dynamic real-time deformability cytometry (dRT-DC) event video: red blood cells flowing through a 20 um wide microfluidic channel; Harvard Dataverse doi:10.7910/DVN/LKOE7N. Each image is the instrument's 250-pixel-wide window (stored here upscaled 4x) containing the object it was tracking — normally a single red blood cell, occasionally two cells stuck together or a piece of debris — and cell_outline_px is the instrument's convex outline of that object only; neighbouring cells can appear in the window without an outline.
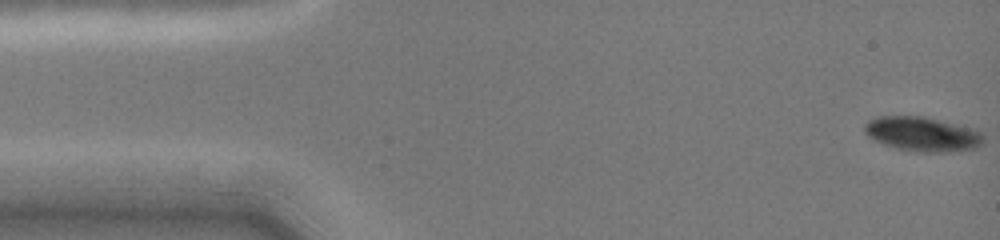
{"species": "common noctule bat (a hibernating species)", "species_latin": "Nyctalus noctula", "temperature_condition": "cold", "stored_images_in_passage": 40, "camera_frame_rate_fps": 3000, "um_per_image_px": 0.085, "animal": {"sex": "female", "body_mass_g": 19.0, "forearm_length_mm": 51.5}, "frame": {"image": 1, "passage_image": 1, "time_ms": 0.0, "image_size_px": [1000, 240], "cell_outline_px": [[984, 140], [976, 148], [948, 152], [916, 152], [896, 148], [884, 144], [868, 136], [864, 132], [864, 124], [868, 120], [876, 116], [924, 116], [972, 128], [984, 132]], "centroid_in_image_um": [78.41, 11.39], "position_along_channel_um": 6.6, "area_um2": 24.04}}
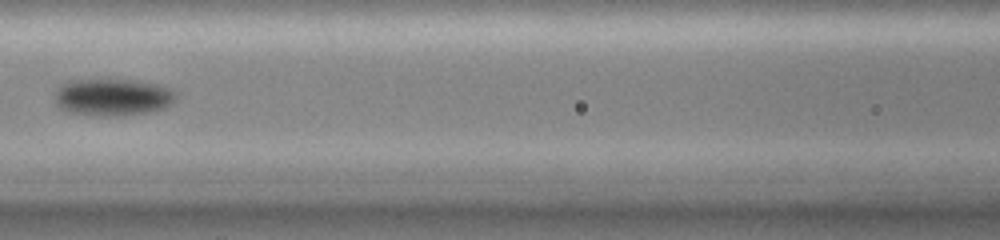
{"frame": {"image": 2, "passage_image": 15, "time_ms": 6.667, "image_size_px": [1000, 240], "cell_outline_px": [[176, 100], [164, 108], [148, 112], [124, 116], [88, 116], [68, 112], [60, 108], [56, 104], [56, 88], [68, 80], [136, 80], [156, 84], [172, 88], [176, 92]], "centroid_in_image_um": [9.58, 8.27], "position_along_channel_um": 157.0, "area_um2": 26.59}}
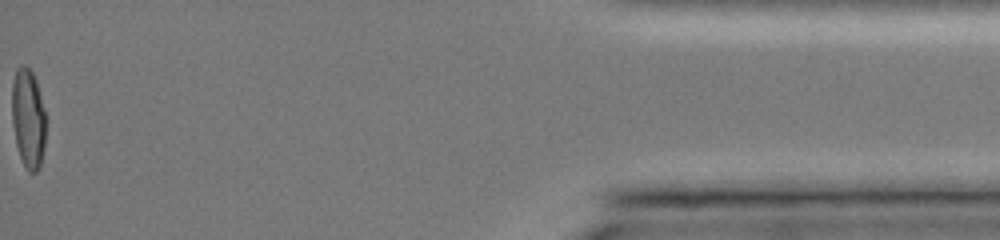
{"frame": {"image": 3, "passage_image": 40, "time_ms": 15.667, "image_size_px": [1000, 240], "cell_outline_px": [[44, 148], [40, 168], [36, 172], [28, 172], [20, 156], [16, 144], [12, 124], [12, 80], [16, 68], [20, 64], [24, 64], [32, 72], [36, 80], [44, 112]], "centroid_in_image_um": [2.37, 10.05], "position_along_channel_um": 432.8, "area_um2": 19.54}}